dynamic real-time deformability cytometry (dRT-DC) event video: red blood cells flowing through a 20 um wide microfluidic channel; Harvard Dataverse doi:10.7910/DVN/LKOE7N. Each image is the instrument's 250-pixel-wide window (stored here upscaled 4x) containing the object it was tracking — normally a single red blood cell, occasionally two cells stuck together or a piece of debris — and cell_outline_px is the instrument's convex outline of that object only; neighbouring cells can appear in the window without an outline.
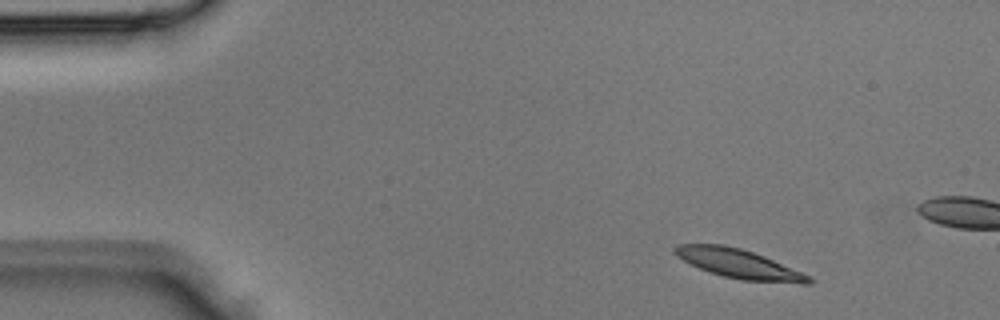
{"species": "Egyptian fruit bat (a non-hibernating species)", "species_latin": "Rousettus aegyptiacus", "temperature_condition": "room temperature", "stored_images_in_passage": 3, "camera_frame_rate_fps": 3000, "um_per_image_px": 0.085, "animal": {"sex": "male"}, "frame": {"image": 1, "passage_image": 1, "time_ms": 0.0, "image_size_px": [1000, 320], "cell_outline_px": [[816, 280], [812, 284], [800, 284], [740, 280], [724, 276], [700, 268], [676, 256], [672, 252], [672, 248], [676, 244], [724, 244], [740, 248], [764, 256], [812, 276]], "centroid_in_image_um": [62.87, 22.43], "position_along_channel_um": 22.1, "area_um2": 22.95}}